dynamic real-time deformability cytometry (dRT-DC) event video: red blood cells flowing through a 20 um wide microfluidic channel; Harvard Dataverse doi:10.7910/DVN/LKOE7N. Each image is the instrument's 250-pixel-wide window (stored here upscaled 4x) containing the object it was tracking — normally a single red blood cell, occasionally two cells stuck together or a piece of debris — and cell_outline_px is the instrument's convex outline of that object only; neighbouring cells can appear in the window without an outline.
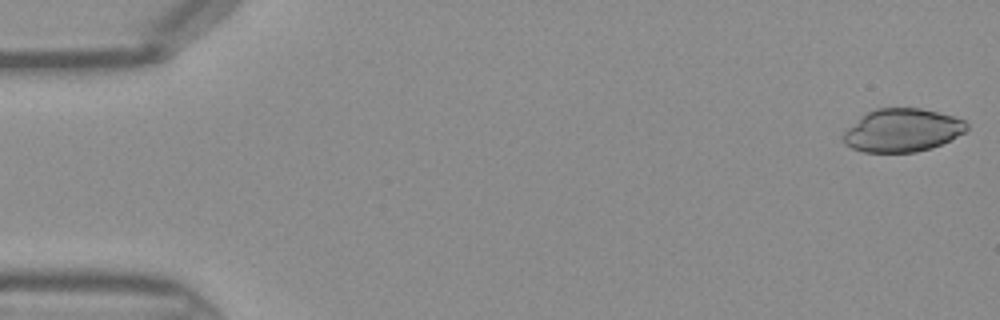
{"species": "Egyptian fruit bat (a non-hibernating species)", "species_latin": "Rousettus aegyptiacus", "temperature_condition": "warm", "stored_images_in_passage": 14, "camera_frame_rate_fps": 3000, "um_per_image_px": 0.085, "frame": {"image": 1, "passage_image": 1, "time_ms": 0.0, "image_size_px": [1000, 320], "cell_outline_px": [[968, 128], [964, 132], [932, 148], [916, 152], [864, 152], [852, 148], [844, 144], [844, 132], [848, 128], [868, 112], [876, 108], [920, 108], [952, 116], [964, 120], [968, 124]], "centroid_in_image_um": [76.69, 11.08], "position_along_channel_um": 8.3, "area_um2": 30.58}}
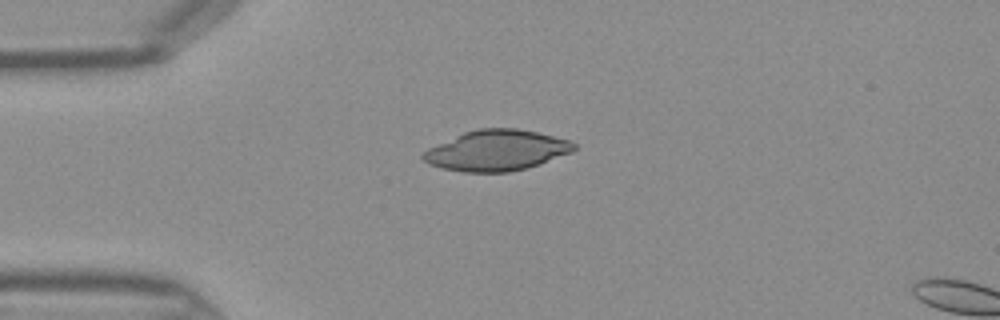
{"frame": {"image": 2, "passage_image": 11, "time_ms": 3.333, "image_size_px": [1000, 320], "cell_outline_px": [[576, 148], [572, 152], [540, 164], [528, 168], [508, 172], [464, 172], [440, 168], [428, 164], [420, 156], [428, 148], [464, 132], [480, 128], [516, 128], [536, 132], [568, 140], [576, 144]], "centroid_in_image_um": [42.2, 12.79], "position_along_channel_um": 42.8, "area_um2": 35.66}}